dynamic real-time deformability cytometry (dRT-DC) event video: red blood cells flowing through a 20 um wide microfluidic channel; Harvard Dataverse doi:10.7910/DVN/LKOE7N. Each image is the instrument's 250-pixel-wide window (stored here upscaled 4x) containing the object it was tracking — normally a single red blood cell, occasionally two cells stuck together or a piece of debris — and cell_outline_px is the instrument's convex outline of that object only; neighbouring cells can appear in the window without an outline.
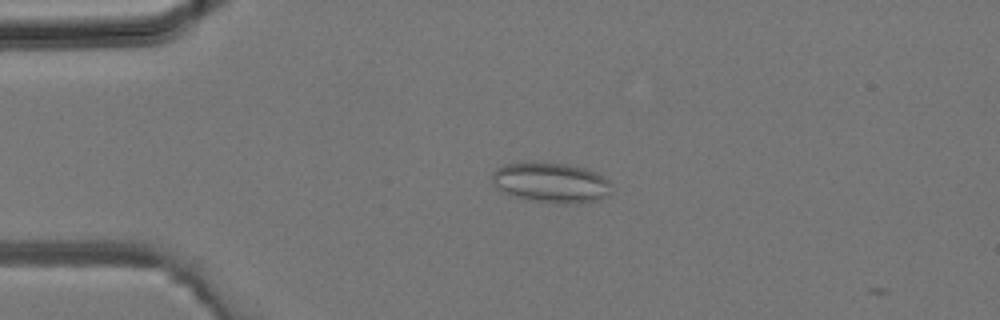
{"species": "common noctule bat (a hibernating species)", "species_latin": "Nyctalus noctula", "temperature_condition": "room temperature", "stored_images_in_passage": 4, "camera_frame_rate_fps": 3000, "um_per_image_px": 0.085, "animal": {"sex": "male", "body_mass_g": 19.2, "forearm_length_mm": 51.8}, "frame": {"image": 1, "passage_image": 3, "time_ms": 0.667, "image_size_px": [1000, 320], "cell_outline_px": [[608, 196], [600, 200], [564, 204], [524, 200], [496, 188], [492, 180], [492, 172], [496, 168], [504, 164], [532, 160], [568, 164], [584, 168], [596, 172], [608, 180]], "centroid_in_image_um": [46.77, 15.49], "position_along_channel_um": 38.2, "area_um2": 28.32}}